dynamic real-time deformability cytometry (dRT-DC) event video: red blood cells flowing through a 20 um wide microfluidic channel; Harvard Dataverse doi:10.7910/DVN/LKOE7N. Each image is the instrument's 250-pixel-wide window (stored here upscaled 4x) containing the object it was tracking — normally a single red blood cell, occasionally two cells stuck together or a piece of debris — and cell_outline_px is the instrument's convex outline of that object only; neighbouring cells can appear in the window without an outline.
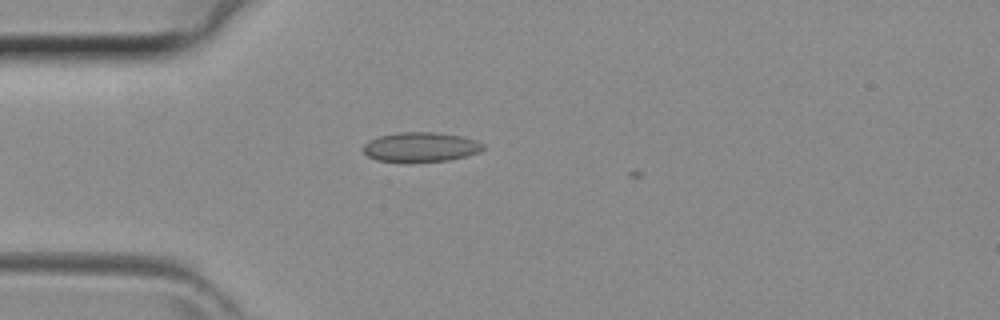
{"species": "common noctule bat (a hibernating species)", "species_latin": "Nyctalus noctula", "temperature_condition": "room temperature", "stored_images_in_passage": 3, "camera_frame_rate_fps": 3000, "um_per_image_px": 0.085, "animal": {"sex": "female", "body_mass_g": 29.2, "forearm_length_mm": 56.3}, "frame": {"image": 1, "passage_image": 2, "time_ms": 0.333, "image_size_px": [1000, 320], "cell_outline_px": [[484, 148], [480, 152], [448, 160], [412, 164], [408, 164], [376, 160], [368, 156], [364, 152], [364, 144], [368, 140], [380, 136], [396, 132], [436, 132], [464, 136], [476, 140], [484, 144]], "centroid_in_image_um": [35.75, 12.52], "position_along_channel_um": 49.3, "area_um2": 21.33}}